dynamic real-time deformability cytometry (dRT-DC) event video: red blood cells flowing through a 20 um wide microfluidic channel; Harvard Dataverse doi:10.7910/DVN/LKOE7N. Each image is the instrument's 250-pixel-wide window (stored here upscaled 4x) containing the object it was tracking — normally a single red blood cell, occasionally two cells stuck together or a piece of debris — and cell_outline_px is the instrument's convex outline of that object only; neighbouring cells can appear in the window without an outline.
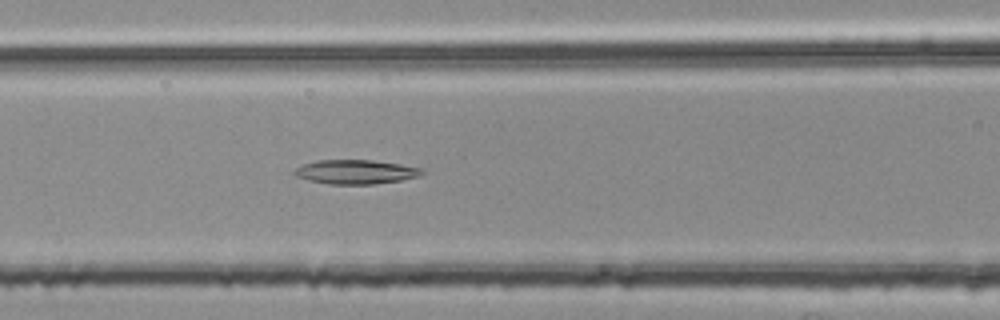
{"species": "common noctule bat (a hibernating species)", "species_latin": "Nyctalus noctula", "temperature_condition": "room temperature", "stored_images_in_passage": 48, "camera_frame_rate_fps": 3000, "um_per_image_px": 0.085, "animal": {"sex": "female", "body_mass_g": 25.1}, "frame": {"image": 1, "passage_image": 17, "time_ms": 5.333, "image_size_px": [1000, 320], "cell_outline_px": [[424, 172], [420, 176], [400, 180], [372, 184], [328, 184], [308, 180], [296, 176], [292, 172], [296, 168], [304, 164], [316, 160], [372, 160], [400, 164], [424, 168]], "centroid_in_image_um": [30.24, 14.6], "position_along_channel_um": 136.4, "area_um2": 17.98}}
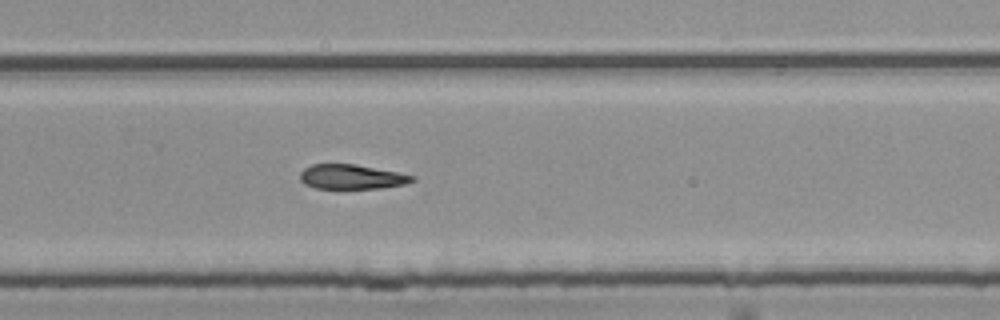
{"frame": {"image": 2, "passage_image": 30, "time_ms": 9.667, "image_size_px": [1000, 320], "cell_outline_px": [[416, 180], [404, 184], [380, 188], [316, 188], [304, 184], [300, 180], [300, 172], [304, 168], [312, 164], [356, 164], [416, 176]], "centroid_in_image_um": [29.87, 15.02], "position_along_channel_um": 299.9, "area_um2": 16.01}}
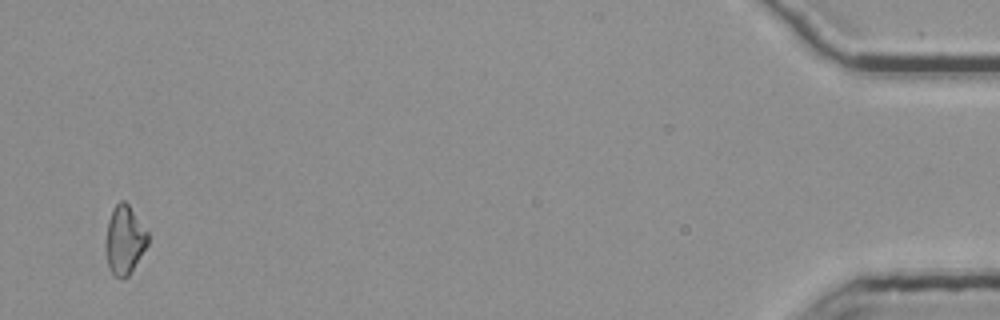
{"frame": {"image": 3, "passage_image": 47, "time_ms": 15.333, "image_size_px": [1000, 320], "cell_outline_px": [[148, 244], [128, 276], [124, 280], [120, 280], [108, 268], [104, 248], [104, 244], [108, 220], [112, 208], [120, 200], [124, 200], [128, 204], [148, 232]], "centroid_in_image_um": [10.55, 20.41], "position_along_channel_um": 424.7, "area_um2": 17.11}, "authors_computed_cell_mechanics": {"area_um2": 17.4556, "velocity_mm_per_s": 3.7858, "shape_relaxation_time_tau1_ms": null, "shape_relaxation_time_tau2_ms": 10.1204, "deformation_change_tau1": null, "deformation_change_tau2": 0.1827}}